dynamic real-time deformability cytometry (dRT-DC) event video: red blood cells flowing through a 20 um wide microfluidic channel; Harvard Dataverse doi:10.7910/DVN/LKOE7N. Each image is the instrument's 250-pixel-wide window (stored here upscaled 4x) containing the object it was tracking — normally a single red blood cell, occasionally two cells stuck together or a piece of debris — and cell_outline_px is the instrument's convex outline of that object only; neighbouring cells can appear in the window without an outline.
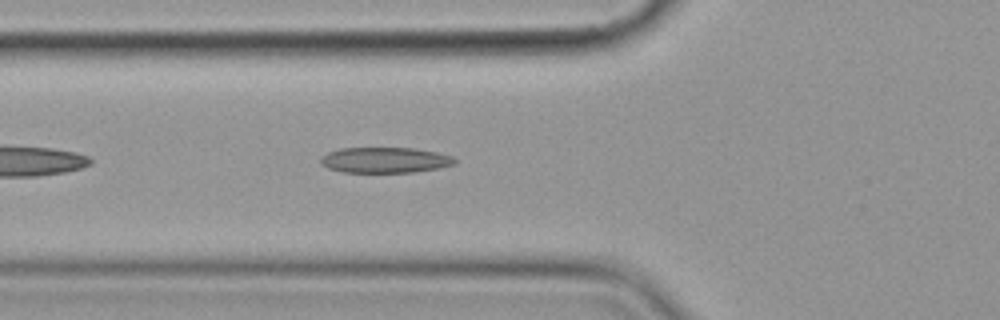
{"species": "common noctule bat (a hibernating species)", "species_latin": "Nyctalus noctula", "temperature_condition": "cold", "stored_images_in_passage": 6, "camera_frame_rate_fps": 3000, "um_per_image_px": 0.085, "animal": {"sex": "female", "body_mass_g": 19.9}, "frame": {"image": 1, "passage_image": 6, "time_ms": 6.667, "image_size_px": [1000, 320], "cell_outline_px": [[456, 164], [436, 168], [412, 172], [344, 172], [328, 168], [320, 164], [320, 156], [328, 152], [340, 148], [416, 148], [436, 152], [452, 156], [456, 160]], "centroid_in_image_um": [32.69, 13.6], "position_along_channel_um": 93.1, "area_um2": 20.0}}